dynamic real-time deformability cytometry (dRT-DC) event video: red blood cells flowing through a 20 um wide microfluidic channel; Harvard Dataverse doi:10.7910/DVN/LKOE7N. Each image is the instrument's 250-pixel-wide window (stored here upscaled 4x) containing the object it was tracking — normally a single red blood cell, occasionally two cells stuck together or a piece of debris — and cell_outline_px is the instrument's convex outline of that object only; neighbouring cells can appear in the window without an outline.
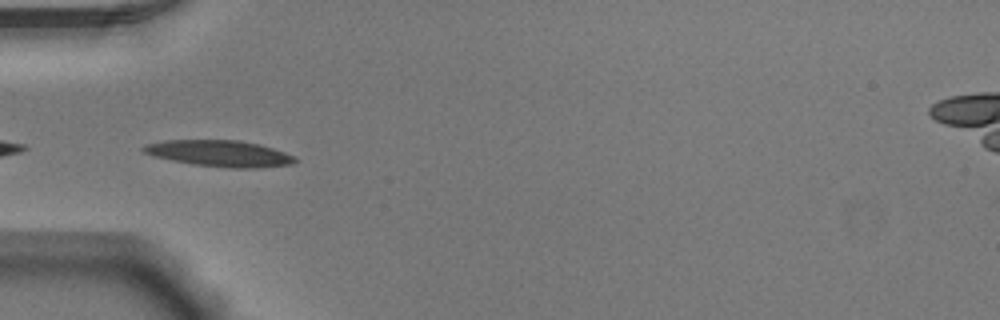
{"species": "Egyptian fruit bat (a non-hibernating species)", "species_latin": "Rousettus aegyptiacus", "temperature_condition": "warm", "stored_images_in_passage": 21, "camera_frame_rate_fps": 3000, "um_per_image_px": 0.085, "animal": {"sex": "male"}, "frame": {"image": 1, "passage_image": 1, "time_ms": 0.0, "image_size_px": [1000, 320], "cell_outline_px": [[296, 160], [292, 164], [256, 168], [232, 168], [196, 164], [172, 160], [156, 156], [144, 152], [140, 148], [144, 144], [164, 140], [236, 140], [260, 144], [296, 156]], "centroid_in_image_um": [18.67, 13.03], "position_along_channel_um": 66.3, "area_um2": 23.0}}
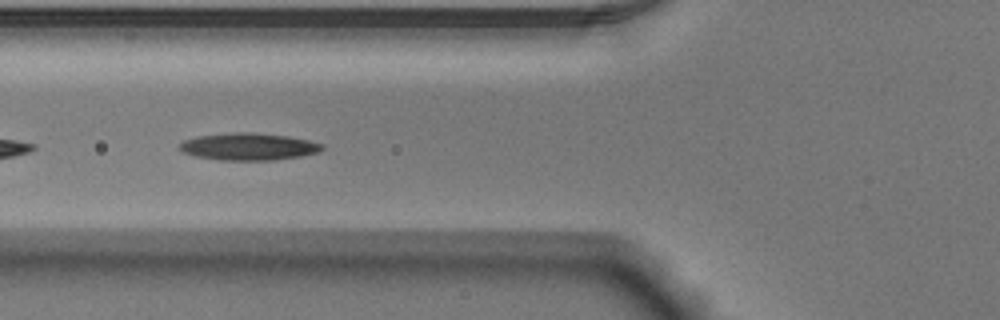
{"frame": {"image": 2, "passage_image": 4, "time_ms": 1.0, "image_size_px": [1000, 320], "cell_outline_px": [[324, 148], [320, 152], [300, 156], [272, 160], [220, 160], [196, 156], [184, 152], [176, 148], [184, 140], [196, 136], [236, 132], [252, 132], [288, 136], [308, 140], [324, 144]], "centroid_in_image_um": [21.13, 12.46], "position_along_channel_um": 104.7, "area_um2": 22.6}}